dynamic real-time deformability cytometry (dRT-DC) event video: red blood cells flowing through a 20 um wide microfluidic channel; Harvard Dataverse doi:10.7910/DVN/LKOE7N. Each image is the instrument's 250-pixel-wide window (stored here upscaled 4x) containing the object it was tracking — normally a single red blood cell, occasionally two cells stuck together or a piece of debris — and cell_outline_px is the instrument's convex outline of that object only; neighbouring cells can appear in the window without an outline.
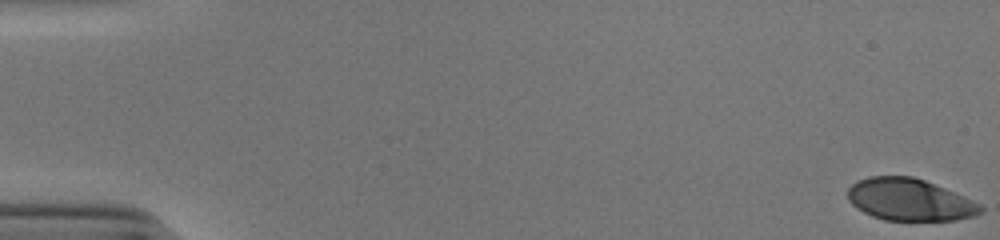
{"species": "human", "species_latin": "Homo sapiens", "temperature_condition": "cold", "stored_images_in_passage": 54, "camera_frame_rate_fps": 3000, "um_per_image_px": 0.085, "donor": {"sex": "male"}, "frame": {"image": 1, "passage_image": 1, "time_ms": 0.0, "image_size_px": [1000, 240], "cell_outline_px": [[984, 212], [972, 216], [956, 220], [884, 220], [872, 216], [856, 208], [848, 200], [848, 188], [856, 180], [868, 176], [912, 176], [924, 180], [944, 188], [972, 200], [980, 204], [984, 208]], "centroid_in_image_um": [77.29, 16.97], "position_along_channel_um": 7.7, "area_um2": 32.48}}
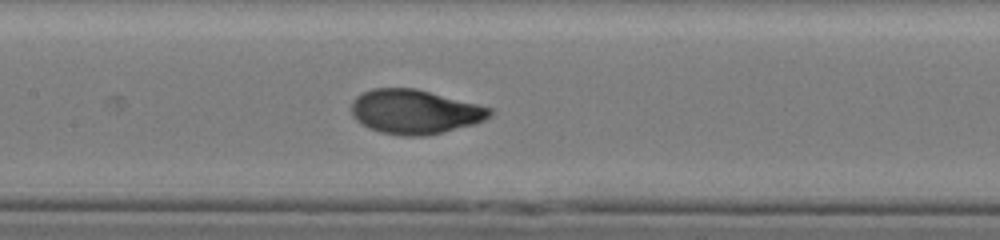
{"frame": {"image": 2, "passage_image": 27, "time_ms": 8.667, "image_size_px": [1000, 240], "cell_outline_px": [[492, 116], [484, 120], [472, 124], [444, 132], [424, 136], [404, 136], [380, 132], [368, 128], [356, 120], [352, 116], [352, 100], [356, 96], [372, 88], [416, 88], [492, 108]], "centroid_in_image_um": [35.24, 9.5], "position_along_channel_um": 172.2, "area_um2": 35.72}}
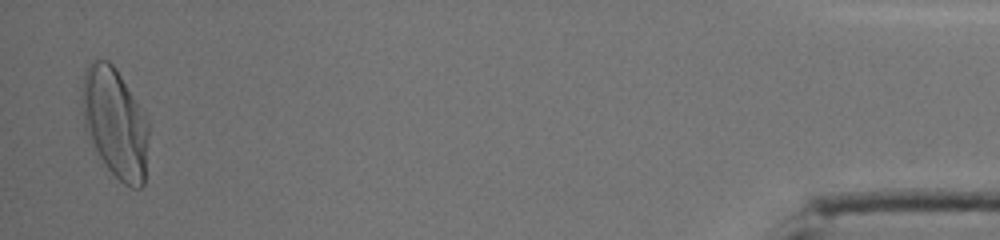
{"frame": {"image": 3, "passage_image": 53, "time_ms": 17.333, "image_size_px": [1000, 240], "cell_outline_px": [[148, 136], [144, 184], [140, 188], [132, 188], [124, 184], [108, 168], [84, 132], [80, 96], [84, 72], [92, 60], [108, 60], [116, 68], [148, 120]], "centroid_in_image_um": [9.75, 10.43], "position_along_channel_um": 425.5, "area_um2": 42.66}, "authors_computed_cell_mechanics": {"area_um2": 34.9979, "velocity_mm_per_s": 3.8657, "shape_relaxation_time_tau1_ms": 3.2057, "shape_relaxation_time_tau2_ms": null, "deformation_change_tau1": 0.1884, "deformation_change_tau2": null}}